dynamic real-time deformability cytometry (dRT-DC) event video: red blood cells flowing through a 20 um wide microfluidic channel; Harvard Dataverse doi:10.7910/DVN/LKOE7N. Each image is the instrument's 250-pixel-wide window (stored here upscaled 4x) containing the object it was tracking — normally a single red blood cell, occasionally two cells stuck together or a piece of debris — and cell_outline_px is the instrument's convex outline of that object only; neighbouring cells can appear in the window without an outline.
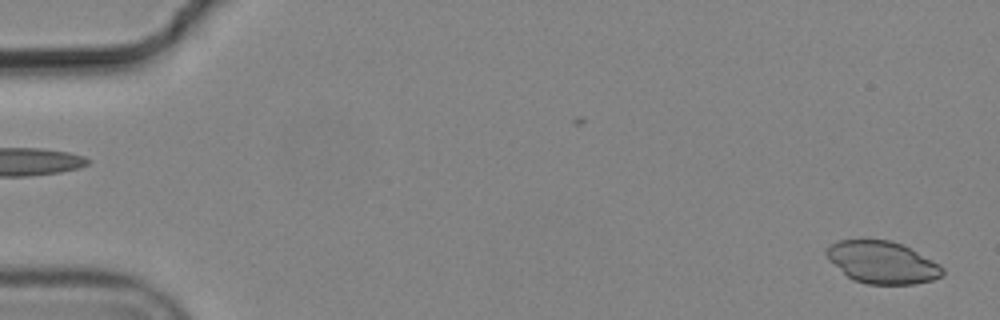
{"species": "common noctule bat (a hibernating species)", "species_latin": "Nyctalus noctula", "temperature_condition": "cold", "stored_images_in_passage": 6, "segment_of_instrument_passage": [2, 2], "camera_frame_rate_fps": 3000, "um_per_image_px": 0.085, "animal": {"sex": "male", "body_mass_g": 19.2, "forearm_length_mm": 51.8}, "frame": {"image": 1, "passage_image": 6, "time_ms": 1.667, "image_size_px": [1000, 320], "cell_outline_px": [[944, 272], [940, 276], [932, 280], [912, 284], [868, 284], [852, 280], [828, 260], [824, 252], [836, 240], [888, 240], [900, 244], [940, 264], [944, 268]], "centroid_in_image_um": [74.96, 22.31], "position_along_channel_um": 10.0, "area_um2": 28.26}}